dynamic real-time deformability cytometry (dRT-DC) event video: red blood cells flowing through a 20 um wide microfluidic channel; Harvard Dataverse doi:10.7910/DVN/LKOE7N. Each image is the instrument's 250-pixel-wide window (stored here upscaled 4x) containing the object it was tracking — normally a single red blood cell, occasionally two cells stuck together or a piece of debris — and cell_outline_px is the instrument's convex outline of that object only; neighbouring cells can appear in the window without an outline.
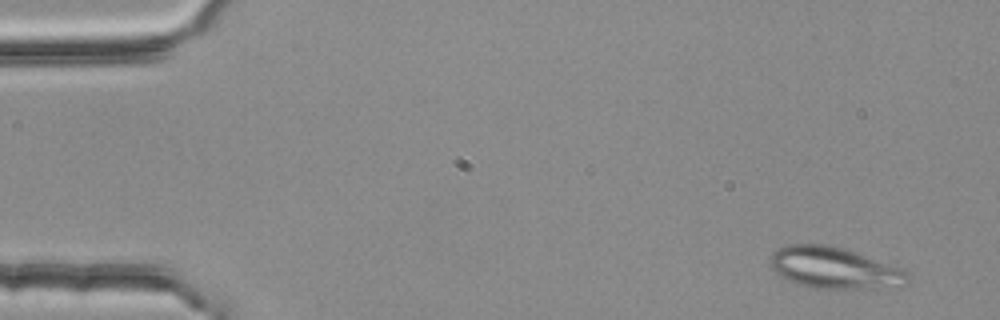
{"species": "common noctule bat (a hibernating species)", "species_latin": "Nyctalus noctula", "temperature_condition": "room temperature", "stored_images_in_passage": 3, "camera_frame_rate_fps": 3000, "um_per_image_px": 0.085, "animal": {"sex": "female", "body_mass_g": 25.1}, "frame": {"image": 1, "passage_image": 1, "time_ms": 0.0, "image_size_px": [1000, 320], "cell_outline_px": [[912, 280], [908, 284], [900, 288], [812, 288], [788, 280], [780, 276], [772, 268], [768, 260], [768, 256], [772, 252], [788, 244], [828, 244], [844, 248], [856, 252], [900, 268], [908, 272], [912, 276]], "centroid_in_image_um": [70.96, 22.78], "position_along_channel_um": 14.0, "area_um2": 33.64}}